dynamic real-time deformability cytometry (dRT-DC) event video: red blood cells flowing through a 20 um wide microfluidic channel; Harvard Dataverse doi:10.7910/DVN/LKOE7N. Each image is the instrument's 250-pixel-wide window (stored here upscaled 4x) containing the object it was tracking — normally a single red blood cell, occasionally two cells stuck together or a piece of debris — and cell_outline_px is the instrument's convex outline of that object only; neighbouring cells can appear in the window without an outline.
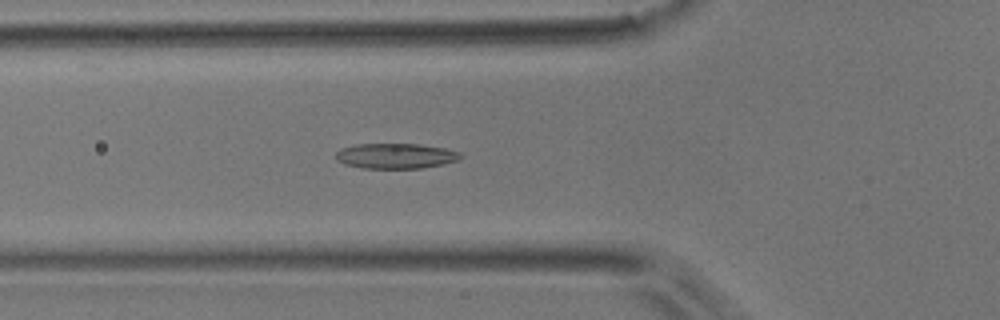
{"species": "common noctule bat (a hibernating species)", "species_latin": "Nyctalus noctula", "temperature_condition": "room temperature", "stored_images_in_passage": 51, "camera_frame_rate_fps": 3000, "um_per_image_px": 0.085, "animal": {"sex": "male", "body_mass_g": 17.9}, "frame": {"image": 1, "passage_image": 18, "time_ms": 5.667, "image_size_px": [1000, 320], "cell_outline_px": [[464, 156], [460, 160], [444, 164], [424, 168], [360, 168], [344, 164], [336, 160], [336, 152], [340, 148], [356, 144], [420, 144], [448, 148], [460, 152]], "centroid_in_image_um": [33.68, 13.25], "position_along_channel_um": 92.1, "area_um2": 18.73}}
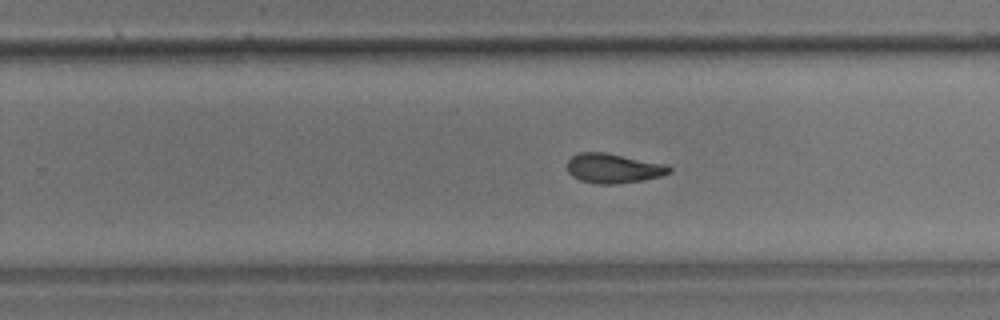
{"frame": {"image": 2, "passage_image": 32, "time_ms": 10.333, "image_size_px": [1000, 320], "cell_outline_px": [[672, 172], [660, 176], [644, 180], [616, 184], [596, 184], [580, 180], [572, 176], [568, 172], [568, 160], [572, 156], [580, 152], [604, 152], [664, 164], [672, 168]], "centroid_in_image_um": [52.12, 14.31], "position_along_channel_um": 277.7, "area_um2": 17.51}}
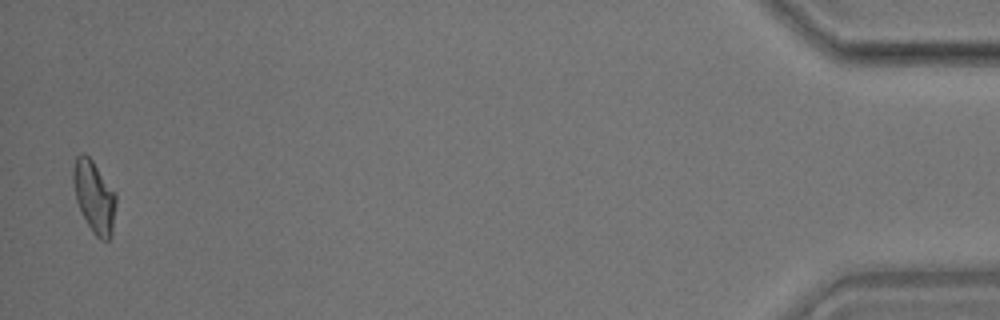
{"frame": {"image": 3, "passage_image": 50, "time_ms": 16.333, "image_size_px": [1000, 320], "cell_outline_px": [[116, 204], [112, 236], [108, 240], [100, 240], [92, 232], [76, 200], [72, 180], [72, 172], [76, 156], [84, 152], [92, 160], [116, 192]], "centroid_in_image_um": [8.02, 16.72], "position_along_channel_um": 427.2, "area_um2": 18.03}, "authors_computed_cell_mechanics": {"area_um2": 17.9758, "velocity_mm_per_s": 3.9681, "shape_relaxation_time_tau1_ms": 7.6268, "shape_relaxation_time_tau2_ms": 2.2653, "deformation_change_tau1": 0.2026, "deformation_change_tau2": 0.084}}